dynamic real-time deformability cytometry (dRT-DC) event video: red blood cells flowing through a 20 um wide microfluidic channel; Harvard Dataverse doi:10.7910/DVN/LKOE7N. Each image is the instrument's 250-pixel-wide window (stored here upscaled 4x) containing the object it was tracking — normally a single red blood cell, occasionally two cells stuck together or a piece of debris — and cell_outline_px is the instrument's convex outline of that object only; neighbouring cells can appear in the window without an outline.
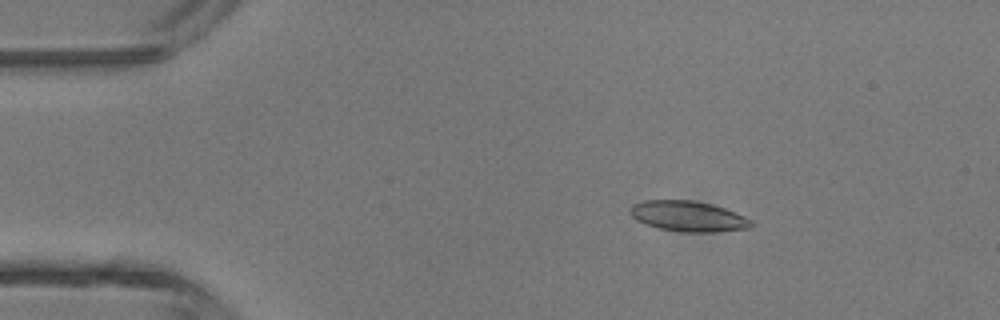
{"species": "common noctule bat (a hibernating species)", "species_latin": "Nyctalus noctula", "temperature_condition": "room temperature", "stored_images_in_passage": 6, "camera_frame_rate_fps": 3000, "um_per_image_px": 0.085, "animal": {"sex": "male", "body_mass_g": 13.3}, "frame": {"image": 1, "passage_image": 2, "time_ms": 0.333, "image_size_px": [1000, 320], "cell_outline_px": [[752, 224], [748, 228], [716, 232], [688, 232], [660, 228], [636, 220], [628, 212], [632, 204], [644, 200], [692, 200], [712, 204], [736, 212], [752, 220]], "centroid_in_image_um": [58.49, 18.37], "position_along_channel_um": 26.5, "area_um2": 21.39}}
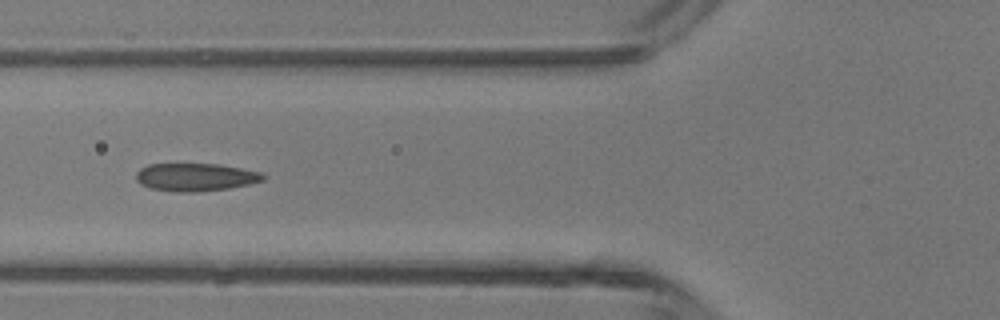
{"frame": {"image": 2, "passage_image": 5, "time_ms": 1.333, "image_size_px": [1000, 320], "cell_outline_px": [[264, 180], [248, 184], [228, 188], [196, 192], [176, 192], [148, 188], [140, 184], [136, 180], [136, 172], [140, 168], [148, 164], [220, 164], [260, 172], [264, 176]], "centroid_in_image_um": [16.56, 15.06], "position_along_channel_um": 109.2, "area_um2": 20.63}}
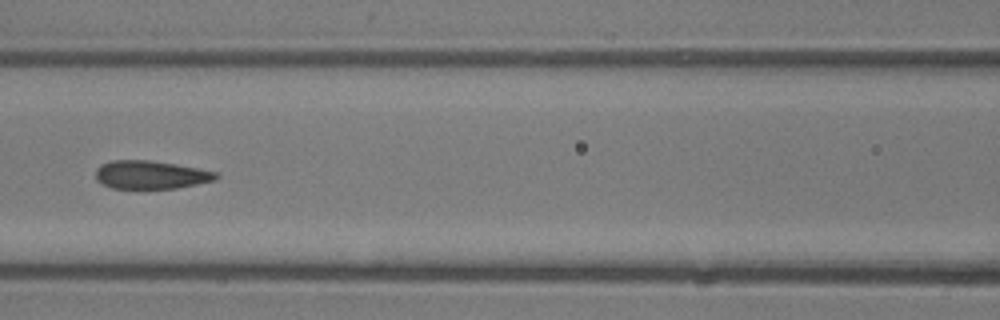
{"frame": {"image": 3, "passage_image": 6, "time_ms": 1.667, "image_size_px": [1000, 320], "cell_outline_px": [[220, 176], [216, 180], [176, 188], [112, 188], [96, 180], [96, 168], [100, 164], [112, 160], [148, 160], [176, 164], [220, 172]], "centroid_in_image_um": [12.84, 14.85], "position_along_channel_um": 153.8, "area_um2": 19.88}}